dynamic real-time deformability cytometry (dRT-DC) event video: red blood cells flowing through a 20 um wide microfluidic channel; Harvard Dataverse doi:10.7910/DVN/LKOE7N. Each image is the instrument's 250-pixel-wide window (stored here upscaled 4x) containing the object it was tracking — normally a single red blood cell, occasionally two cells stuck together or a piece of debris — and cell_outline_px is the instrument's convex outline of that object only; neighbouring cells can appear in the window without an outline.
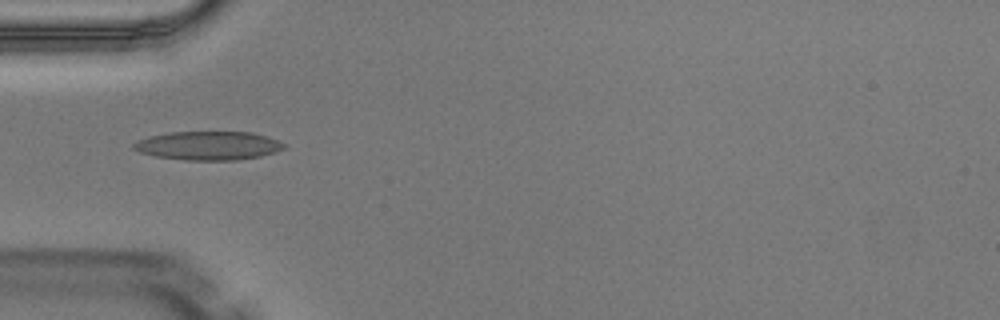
{"species": "Egyptian fruit bat (a non-hibernating species)", "species_latin": "Rousettus aegyptiacus", "temperature_condition": "warm", "stored_images_in_passage": 1, "camera_frame_rate_fps": 3000, "um_per_image_px": 0.085, "animal": {"sex": "male"}, "frame": {"image": 1, "passage_image": 1, "time_ms": 0.0, "image_size_px": [1000, 320], "cell_outline_px": [[284, 148], [260, 156], [236, 160], [184, 160], [156, 156], [140, 152], [132, 148], [132, 144], [136, 140], [148, 136], [168, 132], [252, 132], [280, 140], [284, 144]], "centroid_in_image_um": [17.66, 12.37], "position_along_channel_um": 67.3, "area_um2": 25.14}}